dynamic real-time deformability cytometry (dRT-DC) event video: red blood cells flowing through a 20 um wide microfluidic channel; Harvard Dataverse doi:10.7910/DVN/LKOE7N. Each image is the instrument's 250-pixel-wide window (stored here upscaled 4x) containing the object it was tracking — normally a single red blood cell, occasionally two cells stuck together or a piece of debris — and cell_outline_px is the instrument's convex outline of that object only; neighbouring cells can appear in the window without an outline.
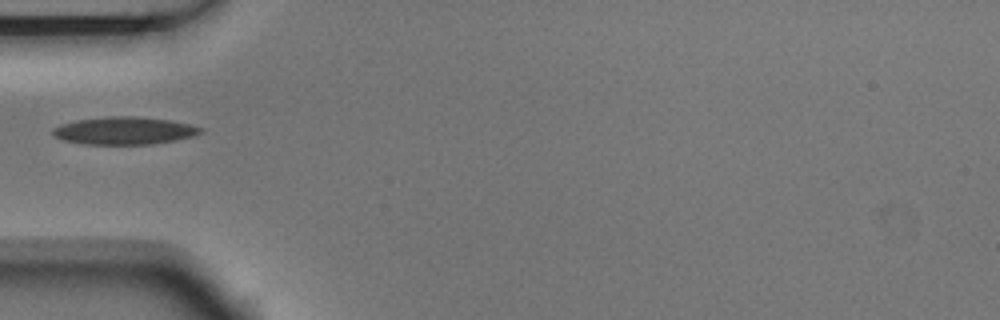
{"species": "Egyptian fruit bat (a non-hibernating species)", "species_latin": "Rousettus aegyptiacus", "temperature_condition": "room temperature", "stored_images_in_passage": 5, "camera_frame_rate_fps": 3000, "um_per_image_px": 0.085, "animal": {"sex": "male"}, "frame": {"image": 1, "passage_image": 1, "time_ms": 0.0, "image_size_px": [1000, 320], "cell_outline_px": [[204, 132], [196, 136], [152, 144], [84, 144], [64, 140], [56, 136], [52, 132], [52, 128], [60, 124], [76, 120], [108, 116], [132, 116], [168, 120], [188, 124], [204, 128]], "centroid_in_image_um": [10.58, 11.11], "position_along_channel_um": 74.4, "area_um2": 23.7}}
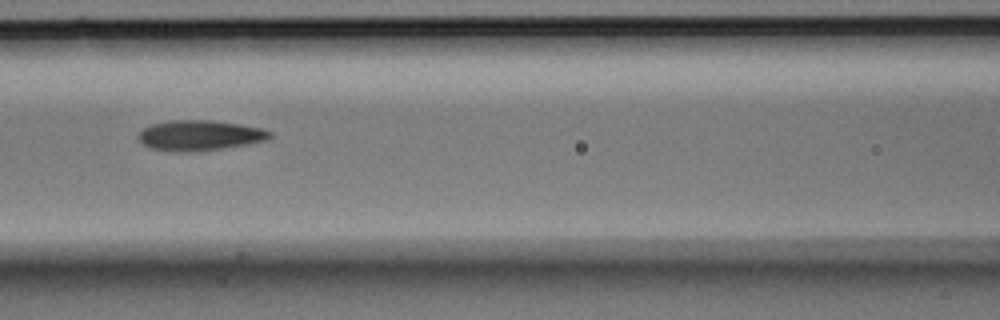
{"frame": {"image": 2, "passage_image": 3, "time_ms": 0.667, "image_size_px": [1000, 320], "cell_outline_px": [[272, 136], [268, 140], [248, 144], [200, 152], [172, 152], [148, 148], [136, 136], [144, 128], [152, 124], [172, 120], [212, 120], [240, 124], [264, 128], [272, 132]], "centroid_in_image_um": [17.0, 11.52], "position_along_channel_um": 149.6, "area_um2": 23.64}}
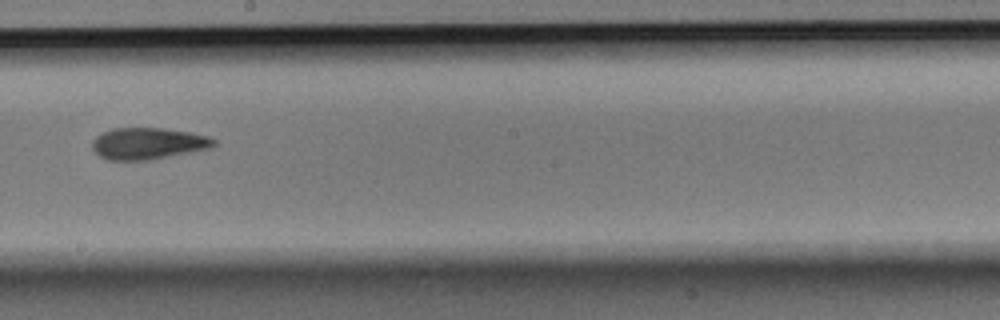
{"frame": {"image": 3, "passage_image": 5, "time_ms": 1.333, "image_size_px": [1000, 320], "cell_outline_px": [[216, 144], [212, 148], [148, 160], [108, 160], [100, 156], [92, 148], [92, 140], [96, 136], [112, 128], [164, 128], [192, 132], [208, 136], [216, 140]], "centroid_in_image_um": [12.6, 12.19], "position_along_channel_um": 235.6, "area_um2": 22.48}}